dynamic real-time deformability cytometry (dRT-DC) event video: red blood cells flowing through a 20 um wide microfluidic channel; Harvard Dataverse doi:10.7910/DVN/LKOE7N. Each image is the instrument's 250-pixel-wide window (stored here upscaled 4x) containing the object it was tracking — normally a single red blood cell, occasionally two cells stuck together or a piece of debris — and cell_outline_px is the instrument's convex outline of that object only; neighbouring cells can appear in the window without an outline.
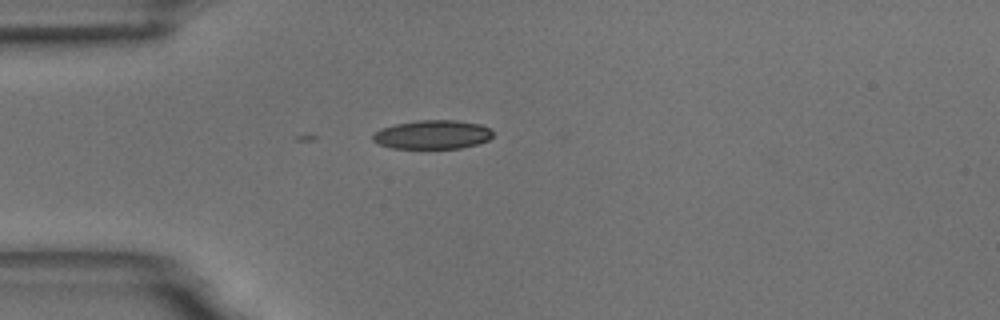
{"species": "common noctule bat (a hibernating species)", "species_latin": "Nyctalus noctula", "temperature_condition": "room temperature", "stored_images_in_passage": 3, "camera_frame_rate_fps": 3000, "um_per_image_px": 0.085, "animal": {"sex": "male", "body_mass_g": 18.8}, "frame": {"image": 1, "passage_image": 1, "time_ms": 0.0, "image_size_px": [1000, 320], "cell_outline_px": [[492, 136], [488, 140], [476, 144], [460, 148], [392, 148], [380, 144], [372, 140], [372, 136], [380, 128], [396, 124], [420, 120], [456, 120], [480, 124], [488, 128], [492, 132]], "centroid_in_image_um": [36.75, 11.44], "position_along_channel_um": 48.3, "area_um2": 20.0}}